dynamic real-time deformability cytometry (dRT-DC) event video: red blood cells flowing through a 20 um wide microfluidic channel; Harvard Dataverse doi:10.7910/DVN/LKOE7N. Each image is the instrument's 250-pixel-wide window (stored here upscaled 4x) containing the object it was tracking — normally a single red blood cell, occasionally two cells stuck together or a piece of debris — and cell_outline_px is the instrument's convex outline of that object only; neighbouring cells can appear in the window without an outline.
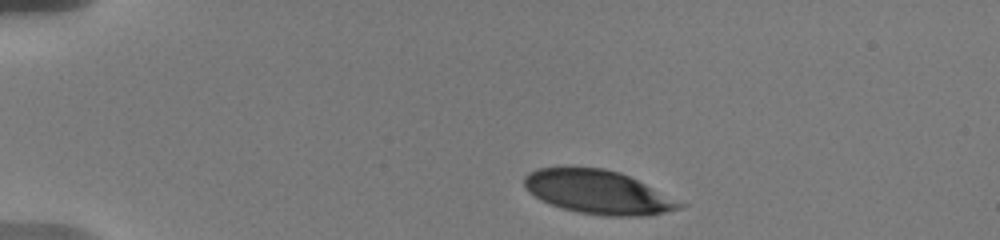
{"species": "human", "species_latin": "Homo sapiens", "temperature_condition": "warm", "stored_images_in_passage": 36, "camera_frame_rate_fps": 3000, "um_per_image_px": 0.085, "donor": {"sex": "male"}, "frame": {"image": 1, "passage_image": 1, "time_ms": 0.0, "image_size_px": [1000, 240], "cell_outline_px": [[688, 204], [680, 208], [648, 216], [608, 216], [576, 212], [540, 200], [528, 192], [524, 184], [524, 176], [528, 172], [536, 168], [604, 168], [620, 172]], "centroid_in_image_um": [50.84, 16.34], "position_along_channel_um": 34.2, "area_um2": 39.42}}
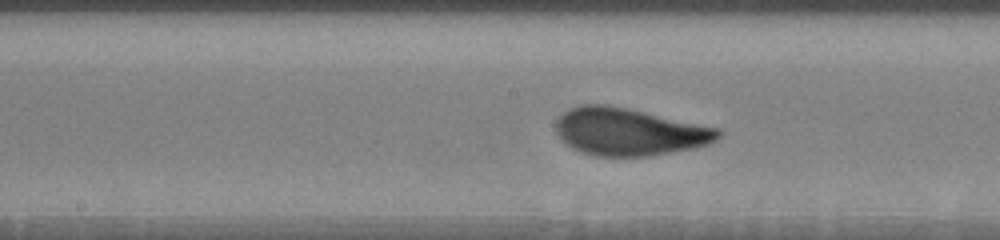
{"frame": {"image": 2, "passage_image": 16, "time_ms": 6.333, "image_size_px": [1000, 240], "cell_outline_px": [[720, 136], [716, 140], [708, 144], [692, 148], [648, 156], [596, 156], [572, 148], [556, 132], [556, 120], [568, 108], [580, 104], [608, 104], [720, 128]], "centroid_in_image_um": [53.47, 11.18], "position_along_channel_um": 194.7, "area_um2": 44.56}}
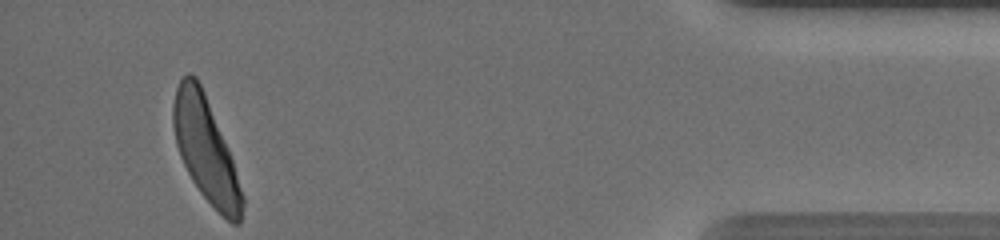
{"frame": {"image": 3, "passage_image": 35, "time_ms": 14.0, "image_size_px": [1000, 240], "cell_outline_px": [[244, 204], [240, 224], [232, 224], [200, 192], [192, 180], [180, 156], [176, 144], [172, 124], [172, 104], [176, 88], [180, 80], [188, 72], [192, 72], [196, 76], [204, 92], [232, 160], [244, 196]], "centroid_in_image_um": [17.46, 12.7], "position_along_channel_um": 417.7, "area_um2": 41.15}, "authors_computed_cell_mechanics": {"area_um2": 43.7257, "velocity_mm_per_s": 3.6003, "shape_relaxation_time_tau1_ms": 2.685, "shape_relaxation_time_tau2_ms": null, "deformation_change_tau1": 0.175, "deformation_change_tau2": null}}